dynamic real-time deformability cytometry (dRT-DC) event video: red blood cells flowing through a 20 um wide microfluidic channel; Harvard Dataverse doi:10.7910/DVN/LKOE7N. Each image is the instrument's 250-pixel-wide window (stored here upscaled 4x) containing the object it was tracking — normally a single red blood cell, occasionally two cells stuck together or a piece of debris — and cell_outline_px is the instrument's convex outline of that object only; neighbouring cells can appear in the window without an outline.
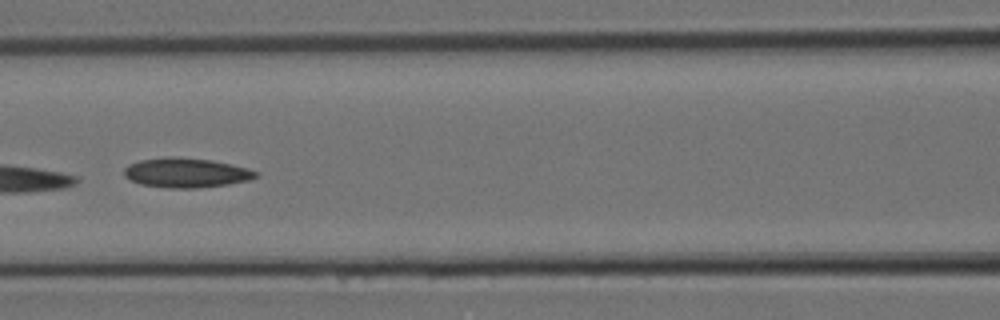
{"species": "Egyptian fruit bat (a non-hibernating species)", "species_latin": "Rousettus aegyptiacus", "temperature_condition": "room temperature", "stored_images_in_passage": 19, "camera_frame_rate_fps": 3000, "um_per_image_px": 0.085, "animal": {"sex": "female"}, "frame": {"image": 1, "passage_image": 9, "time_ms": 2.667, "image_size_px": [1000, 320], "cell_outline_px": [[260, 172], [256, 176], [248, 180], [228, 184], [196, 188], [168, 188], [140, 184], [124, 176], [124, 168], [128, 164], [140, 160], [164, 156], [172, 156], [212, 160], [248, 168]], "centroid_in_image_um": [15.8, 14.67], "position_along_channel_um": 150.8, "area_um2": 22.77}}
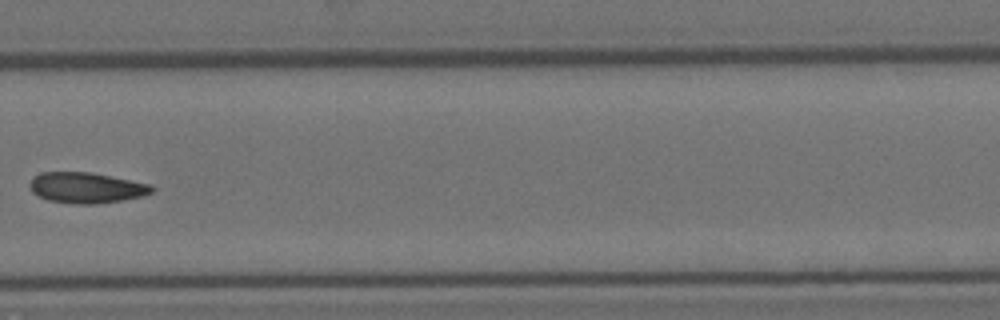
{"frame": {"image": 2, "passage_image": 14, "time_ms": 4.333, "image_size_px": [1000, 320], "cell_outline_px": [[156, 188], [152, 192], [144, 196], [120, 200], [92, 204], [76, 204], [48, 200], [32, 192], [28, 184], [40, 172], [92, 172], [152, 184]], "centroid_in_image_um": [7.38, 15.95], "position_along_channel_um": 322.4, "area_um2": 21.85}}